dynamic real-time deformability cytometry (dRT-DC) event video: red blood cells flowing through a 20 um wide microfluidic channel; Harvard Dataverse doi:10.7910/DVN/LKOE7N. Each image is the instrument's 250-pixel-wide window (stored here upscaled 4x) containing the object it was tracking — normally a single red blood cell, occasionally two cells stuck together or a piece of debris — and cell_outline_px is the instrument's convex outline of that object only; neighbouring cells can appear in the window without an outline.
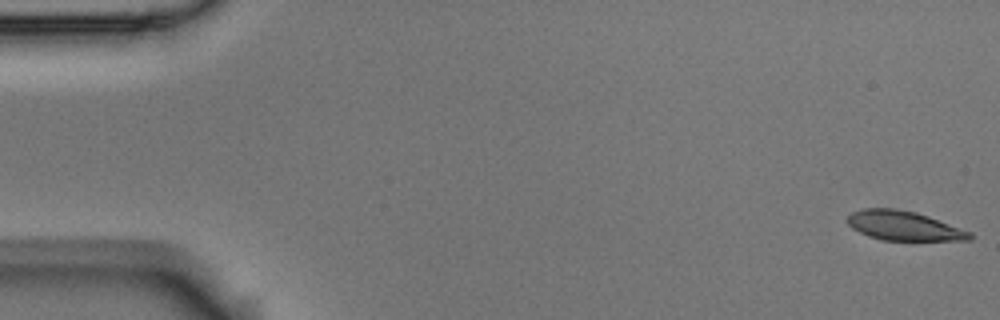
{"species": "Egyptian fruit bat (a non-hibernating species)", "species_latin": "Rousettus aegyptiacus", "temperature_condition": "room temperature", "stored_images_in_passage": 55, "camera_frame_rate_fps": 3000, "um_per_image_px": 0.085, "animal": {"sex": "male"}, "frame": {"image": 1, "passage_image": 1, "time_ms": 0.0, "image_size_px": [1000, 320], "cell_outline_px": [[972, 240], [884, 240], [868, 236], [852, 228], [844, 220], [852, 212], [864, 208], [896, 208], [916, 212], [928, 216], [972, 232]], "centroid_in_image_um": [76.8, 19.18], "position_along_channel_um": 8.2, "area_um2": 20.98}}
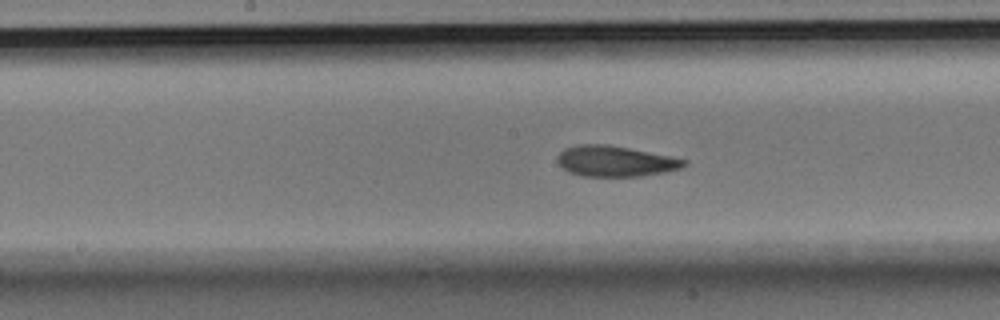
{"frame": {"image": 2, "passage_image": 28, "time_ms": 9.0, "image_size_px": [1000, 320], "cell_outline_px": [[688, 164], [680, 168], [664, 172], [644, 176], [584, 176], [568, 172], [556, 160], [556, 156], [564, 148], [576, 144], [608, 144], [688, 160]], "centroid_in_image_um": [52.27, 13.7], "position_along_channel_um": 195.9, "area_um2": 22.6}}
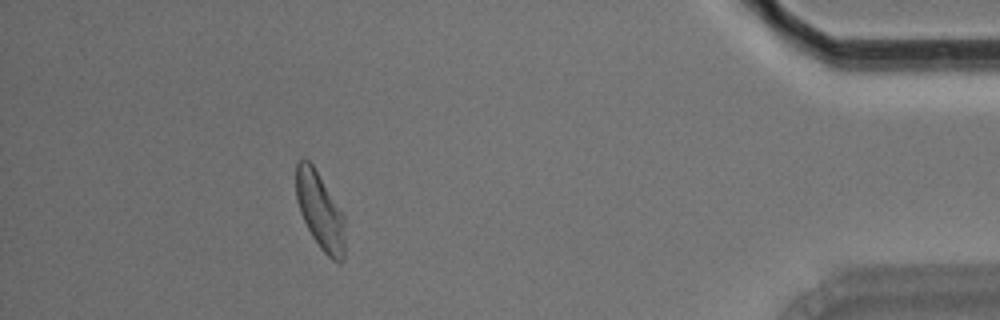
{"frame": {"image": 3, "passage_image": 50, "time_ms": 16.333, "image_size_px": [1000, 320], "cell_outline_px": [[344, 260], [340, 264], [332, 260], [320, 248], [312, 236], [300, 212], [296, 200], [296, 164], [300, 160], [308, 160], [312, 164], [344, 212]], "centroid_in_image_um": [27.22, 17.95], "position_along_channel_um": 408.0, "area_um2": 22.02}, "authors_computed_cell_mechanics": {"area_um2": 22.4842, "velocity_mm_per_s": 3.6116, "shape_relaxation_time_tau1_ms": 5.8794, "shape_relaxation_time_tau2_ms": 3.1272, "deformation_change_tau1": 0.155, "deformation_change_tau2": 0.0992}}